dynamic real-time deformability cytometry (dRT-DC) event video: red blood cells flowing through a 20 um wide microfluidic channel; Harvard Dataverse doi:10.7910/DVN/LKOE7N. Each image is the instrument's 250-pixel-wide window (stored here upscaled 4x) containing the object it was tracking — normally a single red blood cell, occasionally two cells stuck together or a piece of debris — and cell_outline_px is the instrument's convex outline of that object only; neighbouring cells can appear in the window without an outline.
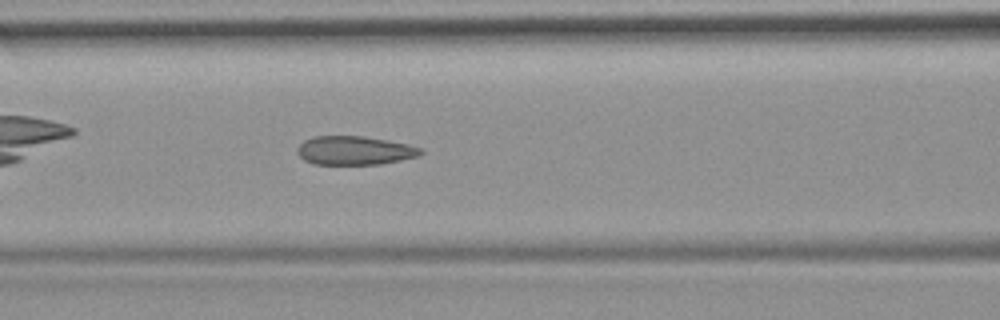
{"species": "common noctule bat (a hibernating species)", "species_latin": "Nyctalus noctula", "temperature_condition": "room temperature", "stored_images_in_passage": 34, "camera_frame_rate_fps": 3000, "um_per_image_px": 0.085, "animal": {"sex": "female", "body_mass_g": 19.9}, "frame": {"image": 1, "passage_image": 10, "time_ms": 3.0, "image_size_px": [1000, 320], "cell_outline_px": [[424, 152], [420, 156], [380, 164], [312, 164], [304, 160], [296, 152], [296, 148], [304, 140], [312, 136], [364, 136], [408, 144], [424, 148]], "centroid_in_image_um": [30.15, 12.79], "position_along_channel_um": 136.5, "area_um2": 20.87}, "authors_computed_cell_mechanics": {"area_um2": 21.097, "velocity_mm_per_s": 3.7865, "shape_relaxation_time_tau1_ms": null, "shape_relaxation_time_tau2_ms": 1.705, "deformation_change_tau1": null, "deformation_change_tau2": 0.1008}}